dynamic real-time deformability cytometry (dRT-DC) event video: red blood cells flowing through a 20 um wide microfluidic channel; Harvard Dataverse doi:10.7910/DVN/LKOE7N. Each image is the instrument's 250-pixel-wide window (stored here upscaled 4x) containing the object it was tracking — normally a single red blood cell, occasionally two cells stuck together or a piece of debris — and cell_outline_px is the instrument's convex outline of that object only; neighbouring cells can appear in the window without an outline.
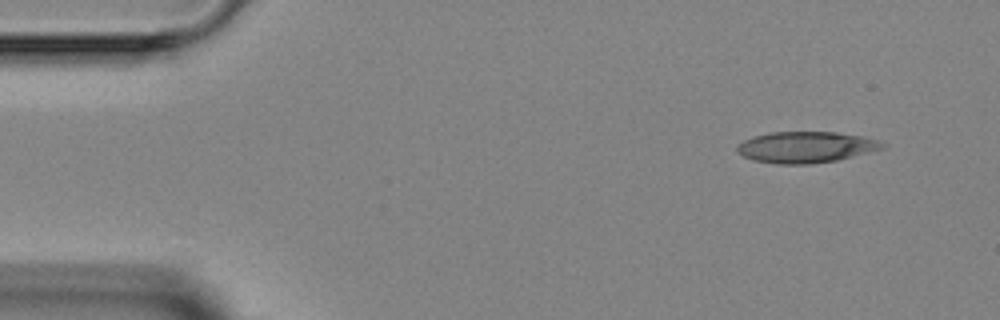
{"species": "Egyptian fruit bat (a non-hibernating species)", "species_latin": "Rousettus aegyptiacus", "temperature_condition": "room temperature", "stored_images_in_passage": 5, "camera_frame_rate_fps": 3000, "um_per_image_px": 0.085, "animal": {"sex": "female"}, "frame": {"image": 1, "passage_image": 1, "time_ms": 0.0, "image_size_px": [1000, 320], "cell_outline_px": [[888, 144], [884, 148], [836, 160], [808, 164], [776, 164], [752, 160], [736, 152], [736, 144], [752, 136], [768, 132], [836, 132], [864, 136], [880, 140]], "centroid_in_image_um": [68.48, 12.5], "position_along_channel_um": 16.5, "area_um2": 26.65}}
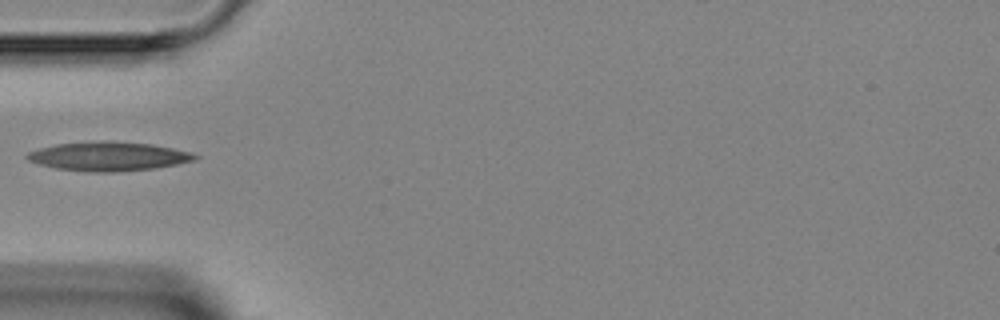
{"frame": {"image": 2, "passage_image": 4, "time_ms": 3.667, "image_size_px": [1000, 320], "cell_outline_px": [[200, 156], [196, 160], [176, 164], [152, 168], [116, 172], [88, 172], [56, 168], [40, 164], [28, 160], [24, 156], [28, 152], [40, 148], [56, 144], [104, 140], [152, 144], [172, 148], [188, 152]], "centroid_in_image_um": [9.19, 13.28], "position_along_channel_um": 75.8, "area_um2": 28.26}}
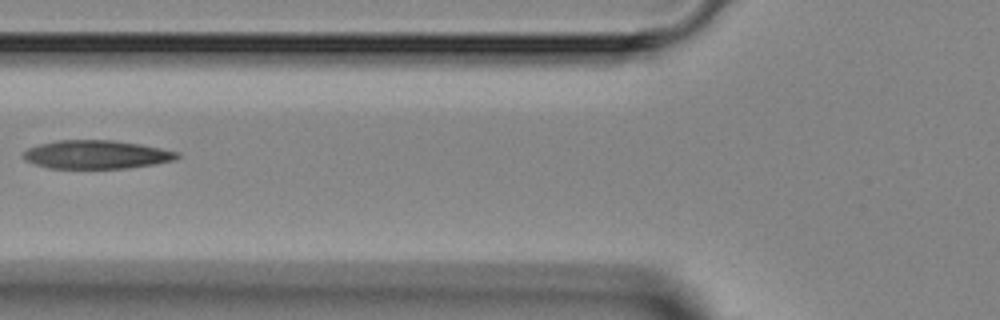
{"frame": {"image": 3, "passage_image": 5, "time_ms": 4.667, "image_size_px": [1000, 320], "cell_outline_px": [[180, 156], [176, 160], [128, 168], [48, 168], [36, 164], [28, 160], [24, 156], [24, 152], [28, 148], [40, 144], [56, 140], [112, 140], [140, 144], [180, 152]], "centroid_in_image_um": [8.24, 13.13], "position_along_channel_um": 117.6, "area_um2": 25.32}}